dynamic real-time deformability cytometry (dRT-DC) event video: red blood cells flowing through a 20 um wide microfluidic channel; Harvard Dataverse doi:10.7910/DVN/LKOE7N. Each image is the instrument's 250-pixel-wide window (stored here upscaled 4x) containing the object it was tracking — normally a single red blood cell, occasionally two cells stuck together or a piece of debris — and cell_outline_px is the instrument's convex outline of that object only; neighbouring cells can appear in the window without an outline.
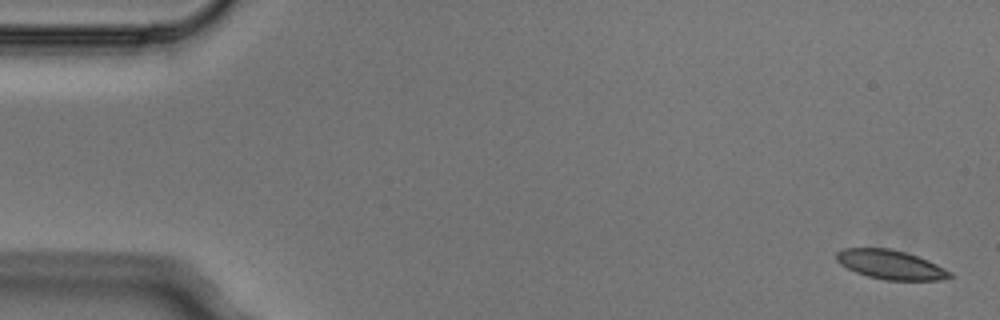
{"species": "Egyptian fruit bat (a non-hibernating species)", "species_latin": "Rousettus aegyptiacus", "temperature_condition": "cold", "stored_images_in_passage": 4, "camera_frame_rate_fps": 3000, "um_per_image_px": 0.085, "animal": {"sex": "male"}, "frame": {"image": 1, "passage_image": 1, "time_ms": 0.0, "image_size_px": [1000, 320], "cell_outline_px": [[952, 276], [940, 280], [884, 280], [868, 276], [856, 272], [840, 264], [836, 260], [836, 252], [844, 248], [892, 248], [928, 260], [952, 272]], "centroid_in_image_um": [75.68, 22.49], "position_along_channel_um": 9.3, "area_um2": 19.19}}